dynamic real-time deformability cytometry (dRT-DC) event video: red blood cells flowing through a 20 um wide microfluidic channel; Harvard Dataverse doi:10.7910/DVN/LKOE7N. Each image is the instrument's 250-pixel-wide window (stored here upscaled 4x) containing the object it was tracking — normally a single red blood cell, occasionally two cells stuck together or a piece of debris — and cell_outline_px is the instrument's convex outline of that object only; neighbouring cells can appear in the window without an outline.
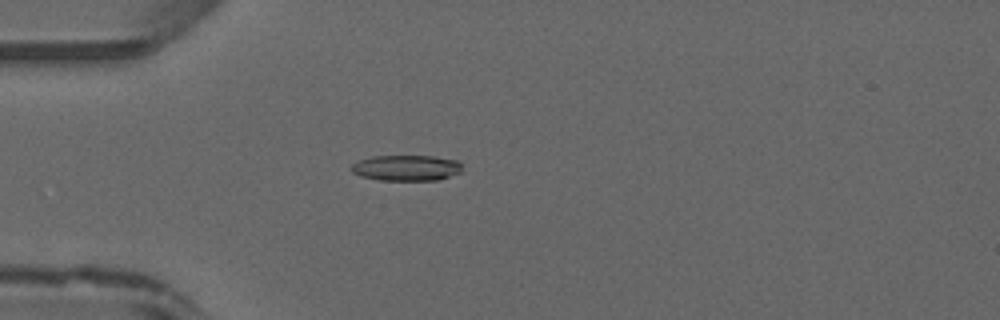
{"species": "common noctule bat (a hibernating species)", "species_latin": "Nyctalus noctula", "temperature_condition": "warm", "stored_images_in_passage": 47, "camera_frame_rate_fps": 3000, "um_per_image_px": 0.085, "animal": {"sex": "male", "forearm_length_mm": 52.5}, "frame": {"image": 1, "passage_image": 14, "time_ms": 4.333, "image_size_px": [1000, 320], "cell_outline_px": [[460, 172], [440, 180], [380, 180], [360, 176], [352, 172], [352, 164], [360, 160], [372, 156], [432, 156], [456, 160], [460, 164]], "centroid_in_image_um": [34.52, 14.27], "position_along_channel_um": 50.5, "area_um2": 16.47}}
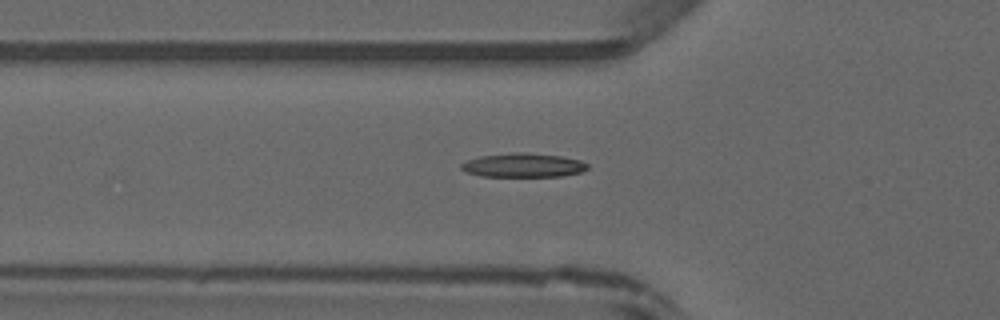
{"frame": {"image": 2, "passage_image": 17, "time_ms": 5.333, "image_size_px": [1000, 320], "cell_outline_px": [[588, 168], [580, 172], [560, 176], [480, 176], [468, 172], [460, 168], [460, 164], [468, 160], [480, 156], [512, 152], [528, 152], [560, 156], [580, 160], [588, 164]], "centroid_in_image_um": [44.46, 14.03], "position_along_channel_um": 81.3, "area_um2": 17.57}}
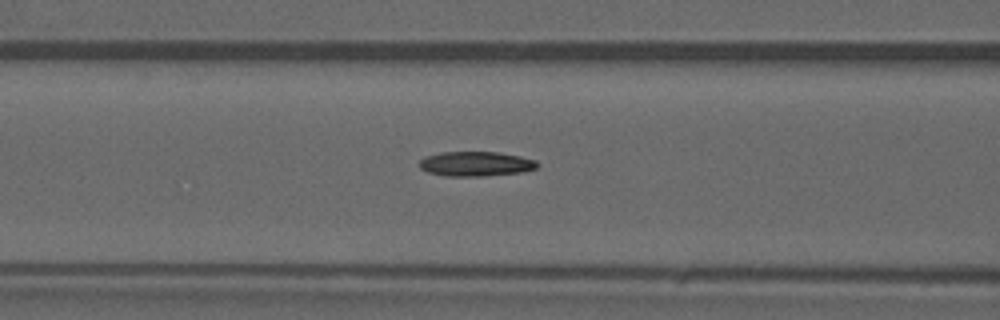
{"frame": {"image": 3, "passage_image": 20, "time_ms": 6.333, "image_size_px": [1000, 320], "cell_outline_px": [[540, 164], [536, 168], [524, 172], [484, 176], [444, 176], [428, 172], [420, 168], [420, 160], [424, 156], [440, 152], [496, 152], [520, 156], [536, 160]], "centroid_in_image_um": [40.45, 13.93], "position_along_channel_um": 126.2, "area_um2": 17.11}}